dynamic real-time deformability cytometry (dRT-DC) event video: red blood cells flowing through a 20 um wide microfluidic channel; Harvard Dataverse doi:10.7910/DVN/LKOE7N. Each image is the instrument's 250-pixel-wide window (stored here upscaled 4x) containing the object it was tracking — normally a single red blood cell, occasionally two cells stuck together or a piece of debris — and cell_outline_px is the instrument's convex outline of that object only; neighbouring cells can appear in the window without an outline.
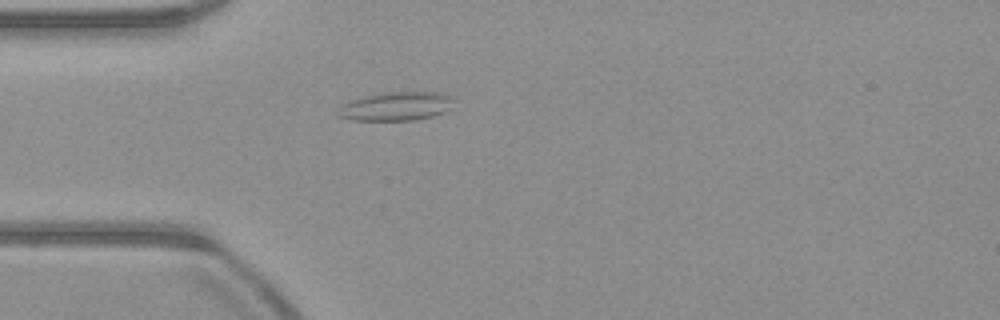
{"species": "common noctule bat (a hibernating species)", "species_latin": "Nyctalus noctula", "temperature_condition": "warm", "stored_images_in_passage": 34, "camera_frame_rate_fps": 3000, "um_per_image_px": 0.085, "animal": {"sex": "male", "body_mass_g": 23.1, "forearm_length_mm": 52.7}, "frame": {"image": 1, "passage_image": 2, "time_ms": 0.333, "image_size_px": [1000, 320], "cell_outline_px": [[452, 108], [448, 112], [416, 120], [352, 120], [336, 116], [340, 104], [348, 100], [364, 96], [384, 92], [440, 92], [448, 96], [452, 100]], "centroid_in_image_um": [33.63, 9.04], "position_along_channel_um": 51.4, "area_um2": 19.65}}
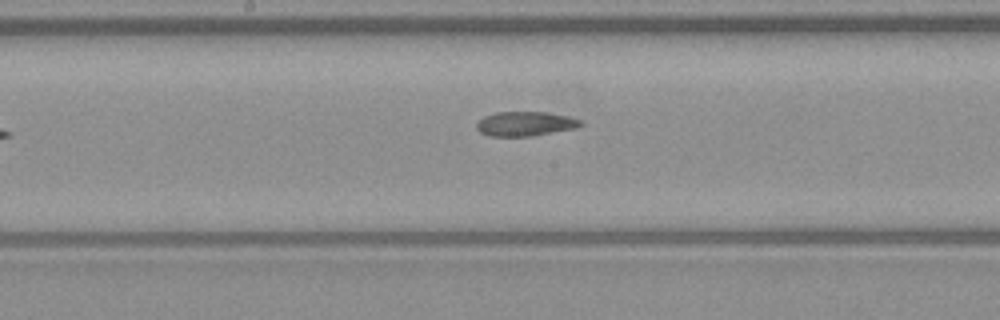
{"frame": {"image": 2, "passage_image": 14, "time_ms": 4.333, "image_size_px": [1000, 320], "cell_outline_px": [[584, 124], [576, 128], [532, 136], [488, 136], [480, 132], [476, 128], [476, 124], [484, 116], [496, 112], [548, 112], [568, 116], [580, 120]], "centroid_in_image_um": [44.64, 10.52], "position_along_channel_um": 203.6, "area_um2": 14.85}}
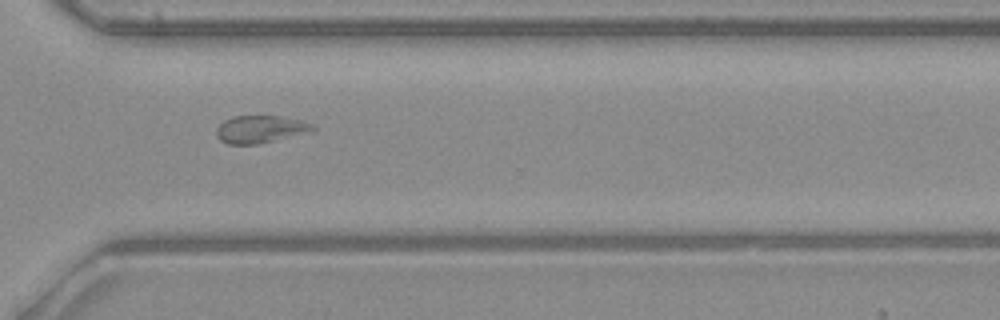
{"frame": {"image": 3, "passage_image": 25, "time_ms": 8.0, "image_size_px": [1000, 320], "cell_outline_px": [[316, 128], [308, 132], [256, 144], [228, 144], [220, 140], [216, 136], [216, 128], [224, 120], [232, 116], [280, 116], [304, 120], [316, 124]], "centroid_in_image_um": [22.13, 10.96], "position_along_channel_um": 348.5, "area_um2": 15.43}, "authors_computed_cell_mechanics": {"area_um2": 15.7505, "velocity_mm_per_s": 3.9648, "shape_relaxation_time_tau1_ms": null, "shape_relaxation_time_tau2_ms": 3.9822, "deformation_change_tau1": null, "deformation_change_tau2": 0.1064}}